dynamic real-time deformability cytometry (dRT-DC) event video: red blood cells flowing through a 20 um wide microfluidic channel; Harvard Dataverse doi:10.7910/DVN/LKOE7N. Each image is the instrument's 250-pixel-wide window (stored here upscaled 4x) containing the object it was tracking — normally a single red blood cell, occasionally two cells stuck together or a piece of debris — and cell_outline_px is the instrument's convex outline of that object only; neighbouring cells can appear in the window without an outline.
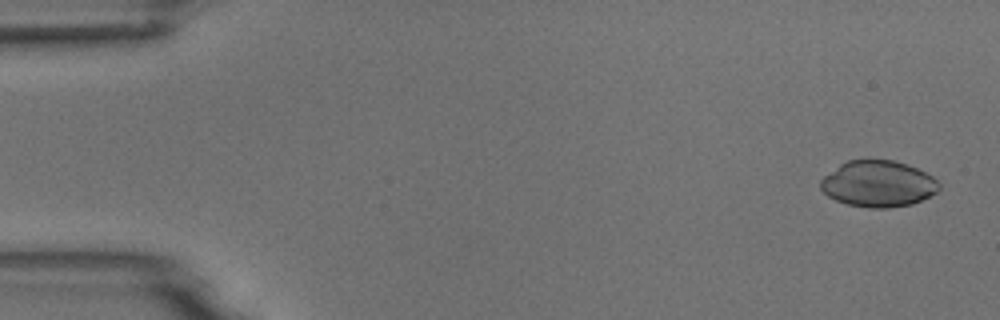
{"species": "common noctule bat (a hibernating species)", "species_latin": "Nyctalus noctula", "temperature_condition": "room temperature", "stored_images_in_passage": 6, "camera_frame_rate_fps": 3000, "um_per_image_px": 0.085, "animal": {"sex": "male", "body_mass_g": 18.8}, "frame": {"image": 1, "passage_image": 1, "time_ms": 0.0, "image_size_px": [1000, 320], "cell_outline_px": [[940, 188], [936, 192], [912, 204], [888, 208], [868, 208], [848, 204], [836, 200], [828, 196], [820, 188], [820, 180], [824, 176], [840, 164], [848, 160], [892, 160], [908, 164], [932, 176], [940, 184]], "centroid_in_image_um": [74.63, 15.62], "position_along_channel_um": 10.4, "area_um2": 31.79}}